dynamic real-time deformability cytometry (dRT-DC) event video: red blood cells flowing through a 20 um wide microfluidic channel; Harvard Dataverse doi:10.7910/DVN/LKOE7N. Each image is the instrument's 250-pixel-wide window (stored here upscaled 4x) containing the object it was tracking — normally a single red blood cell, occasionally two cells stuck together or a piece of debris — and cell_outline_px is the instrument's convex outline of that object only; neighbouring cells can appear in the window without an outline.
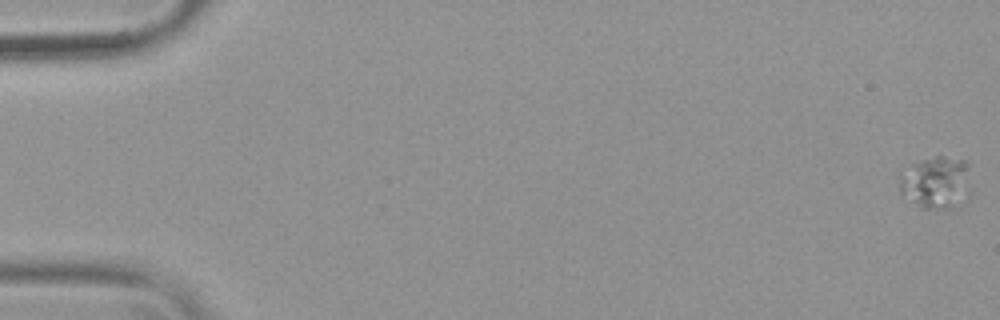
{"species": "common noctule bat (a hibernating species)", "species_latin": "Nyctalus noctula", "temperature_condition": "warm", "stored_images_in_passage": 55, "camera_frame_rate_fps": 3000, "um_per_image_px": 0.085, "animal": {"sex": "female", "body_mass_g": 19.9}, "frame": {"image": 1, "passage_image": 1, "time_ms": 0.0, "image_size_px": [1000, 320], "cell_outline_px": [[972, 164], [948, 208], [920, 208], [900, 192], [900, 176], [912, 164], [936, 156], [944, 156], [964, 160]], "centroid_in_image_um": [79.38, 15.41], "position_along_channel_um": 5.6, "area_um2": 19.54}}
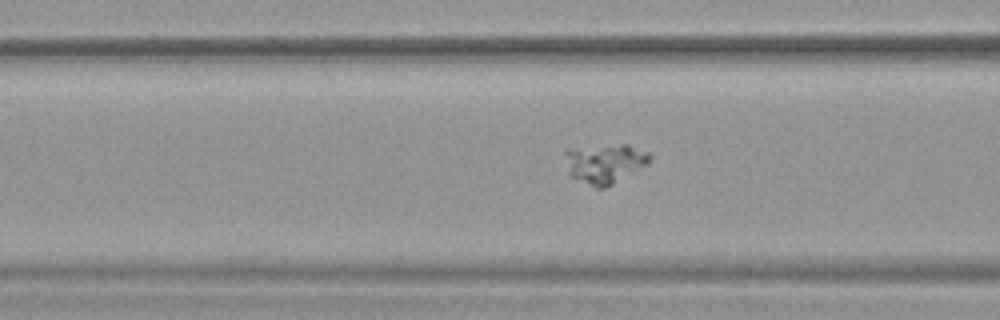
{"frame": {"image": 2, "passage_image": 23, "time_ms": 7.333, "image_size_px": [1000, 320], "cell_outline_px": [[652, 160], [648, 164], [612, 184], [604, 188], [596, 188], [568, 176], [564, 152], [568, 148], [620, 144], [628, 144], [648, 152], [652, 156]], "centroid_in_image_um": [51.39, 13.88], "position_along_channel_um": 115.2, "area_um2": 19.77}}
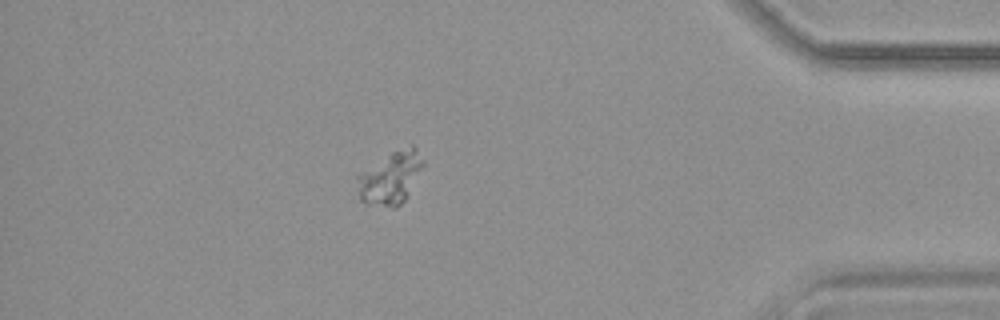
{"frame": {"image": 3, "passage_image": 49, "time_ms": 16.0, "image_size_px": [1000, 320], "cell_outline_px": [[424, 164], [408, 196], [396, 208], [392, 208], [364, 204], [360, 200], [356, 176], [356, 172], [392, 152], [412, 144], [416, 148], [424, 160]], "centroid_in_image_um": [33.15, 15.12], "position_along_channel_um": 402.0, "area_um2": 20.63}}